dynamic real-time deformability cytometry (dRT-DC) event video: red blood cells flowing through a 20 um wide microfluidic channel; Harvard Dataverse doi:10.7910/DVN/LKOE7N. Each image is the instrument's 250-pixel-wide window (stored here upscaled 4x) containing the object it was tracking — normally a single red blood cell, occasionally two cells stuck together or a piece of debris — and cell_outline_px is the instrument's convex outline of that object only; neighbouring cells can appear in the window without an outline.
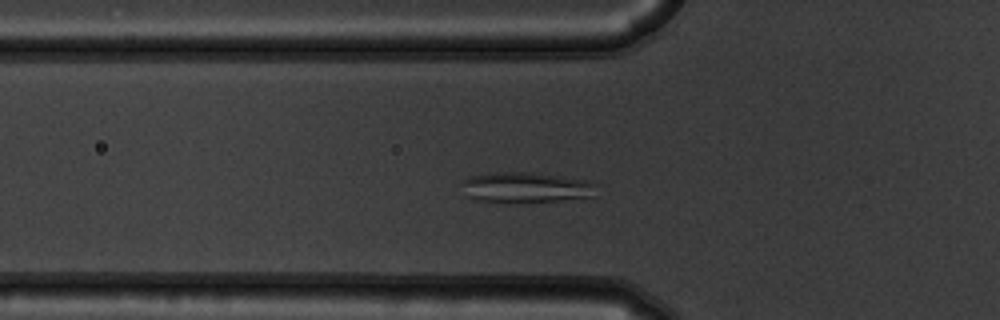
{"species": "common noctule bat (a hibernating species)", "species_latin": "Nyctalus noctula", "temperature_condition": "warm", "stored_images_in_passage": 40, "camera_frame_rate_fps": 3000, "um_per_image_px": 0.085, "animal": {"sex": "male", "body_mass_g": 19.5, "forearm_length_mm": 54.6}, "frame": {"image": 1, "passage_image": 5, "time_ms": 1.333, "image_size_px": [1000, 320], "cell_outline_px": [[596, 184], [592, 196], [560, 200], [476, 200], [464, 196], [460, 180], [472, 176], [492, 172], [536, 172], [588, 180]], "centroid_in_image_um": [44.64, 15.88], "position_along_channel_um": 81.2, "area_um2": 23.35}}
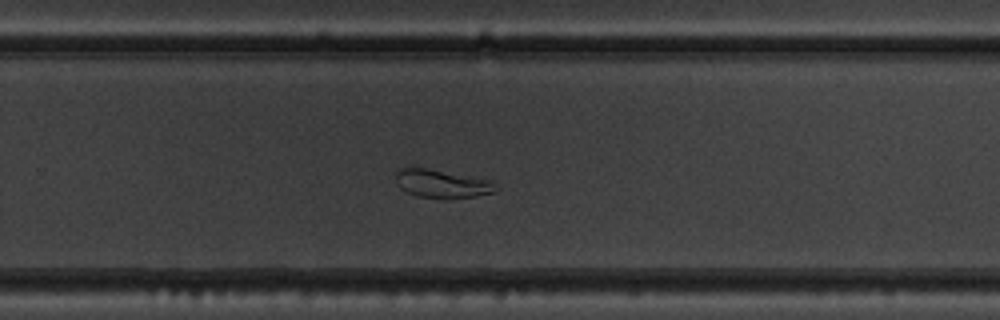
{"frame": {"image": 2, "passage_image": 22, "time_ms": 7.0, "image_size_px": [1000, 320], "cell_outline_px": [[500, 188], [496, 192], [476, 196], [416, 196], [400, 188], [396, 184], [396, 168], [424, 168], [492, 180]], "centroid_in_image_um": [37.58, 15.58], "position_along_channel_um": 292.2, "area_um2": 15.95}}
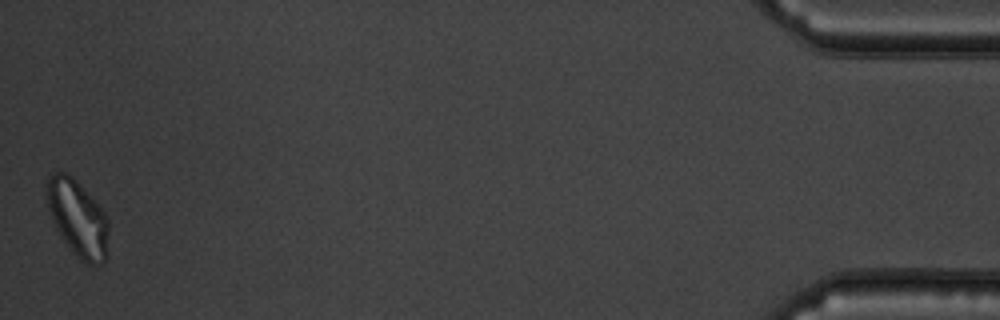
{"frame": {"image": 3, "passage_image": 40, "time_ms": 13.0, "image_size_px": [1000, 320], "cell_outline_px": [[108, 232], [104, 260], [100, 264], [88, 264], [80, 260], [64, 240], [56, 228], [48, 208], [44, 192], [48, 180], [56, 172], [64, 172], [72, 176], [76, 180], [104, 212], [108, 220]], "centroid_in_image_um": [6.58, 18.53], "position_along_channel_um": 428.6, "area_um2": 26.93}}